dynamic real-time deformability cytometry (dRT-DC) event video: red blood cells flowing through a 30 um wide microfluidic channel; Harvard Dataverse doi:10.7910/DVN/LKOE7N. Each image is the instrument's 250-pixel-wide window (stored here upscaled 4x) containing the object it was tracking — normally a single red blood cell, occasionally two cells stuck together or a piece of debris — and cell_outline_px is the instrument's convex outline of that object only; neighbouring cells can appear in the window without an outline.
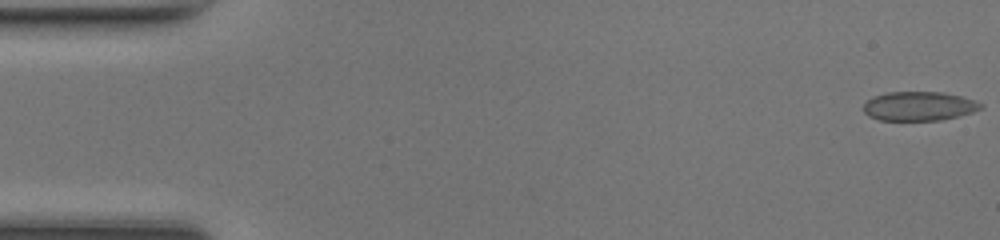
{"species": "common noctule bat (a hibernating species)", "species_latin": "Nyctalus noctula", "temperature_condition": "room temperature", "stored_images_in_passage": 48, "camera_frame_rate_fps": 3000, "um_per_image_px": 0.085, "animal": {"sex": "female", "body_mass_g": 17.0, "forearm_length_mm": 48.0}, "frame": {"image": 1, "passage_image": 1, "time_ms": 0.0, "image_size_px": [1000, 240], "cell_outline_px": [[984, 108], [972, 112], [940, 120], [880, 120], [868, 116], [864, 112], [864, 104], [868, 100], [884, 92], [944, 92], [960, 96], [984, 104]], "centroid_in_image_um": [78.12, 9.02], "position_along_channel_um": 6.9, "area_um2": 19.77}}
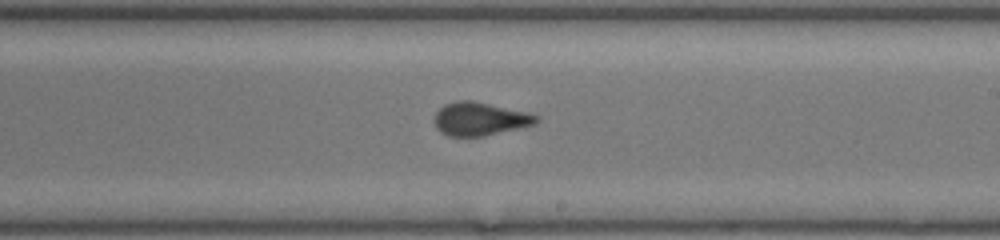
{"frame": {"image": 2, "passage_image": 28, "time_ms": 9.0, "image_size_px": [1000, 240], "cell_outline_px": [[540, 120], [536, 124], [484, 136], [448, 136], [440, 132], [436, 128], [432, 120], [436, 112], [444, 104], [456, 100], [472, 100], [528, 112], [540, 116]], "centroid_in_image_um": [40.78, 10.1], "position_along_channel_um": 248.2, "area_um2": 20.06}}
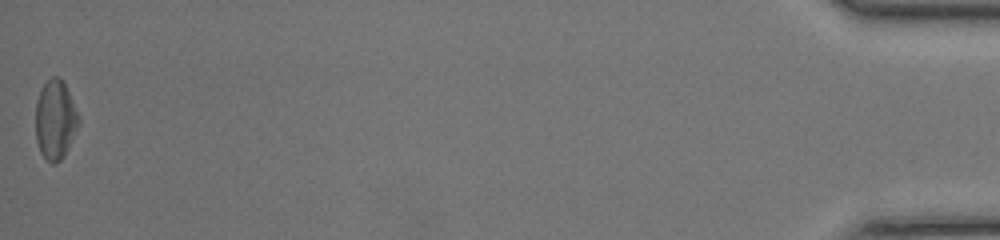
{"frame": {"image": 3, "passage_image": 48, "time_ms": 15.667, "image_size_px": [1000, 240], "cell_outline_px": [[80, 124], [64, 156], [56, 164], [52, 164], [40, 152], [36, 140], [36, 100], [44, 84], [52, 76], [60, 76], [80, 116]], "centroid_in_image_um": [4.71, 10.19], "position_along_channel_um": 430.5, "area_um2": 19.88}, "authors_computed_cell_mechanics": {"area_um2": 19.7098, "velocity_mm_per_s": 4.3271, "shape_relaxation_time_tau1_ms": 4.7289, "shape_relaxation_time_tau2_ms": 0.929, "deformation_change_tau1": 0.1386, "deformation_change_tau2": 0.0601}}